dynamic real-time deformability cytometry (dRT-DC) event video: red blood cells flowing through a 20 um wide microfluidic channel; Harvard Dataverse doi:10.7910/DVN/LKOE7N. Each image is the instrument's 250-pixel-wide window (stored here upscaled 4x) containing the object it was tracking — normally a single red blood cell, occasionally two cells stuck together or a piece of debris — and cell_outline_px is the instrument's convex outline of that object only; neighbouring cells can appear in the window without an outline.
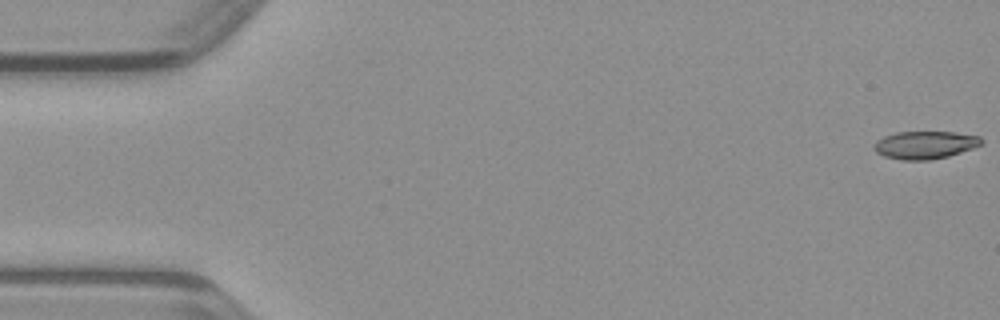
{"species": "common noctule bat (a hibernating species)", "species_latin": "Nyctalus noctula", "temperature_condition": "warm", "stored_images_in_passage": 48, "camera_frame_rate_fps": 3000, "um_per_image_px": 0.085, "animal": {"sex": "male", "body_mass_g": 23.1, "forearm_length_mm": 52.7}, "frame": {"image": 1, "passage_image": 1, "time_ms": 0.0, "image_size_px": [1000, 320], "cell_outline_px": [[984, 144], [948, 156], [928, 160], [900, 160], [884, 156], [876, 152], [872, 148], [872, 144], [876, 140], [884, 136], [896, 132], [952, 132], [980, 136], [984, 140]], "centroid_in_image_um": [78.6, 12.32], "position_along_channel_um": 6.4, "area_um2": 17.51}}
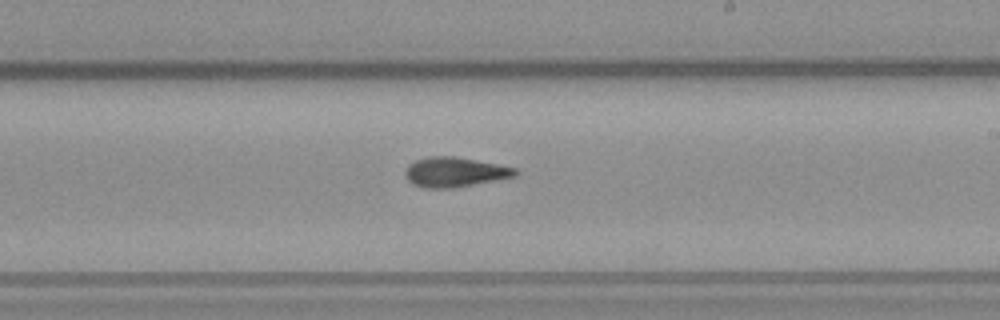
{"frame": {"image": 2, "passage_image": 28, "time_ms": 9.0, "image_size_px": [1000, 320], "cell_outline_px": [[520, 172], [516, 176], [452, 188], [424, 188], [412, 184], [404, 176], [404, 172], [408, 164], [416, 160], [428, 156], [456, 156], [516, 168]], "centroid_in_image_um": [38.62, 14.62], "position_along_channel_um": 250.4, "area_um2": 19.13}}
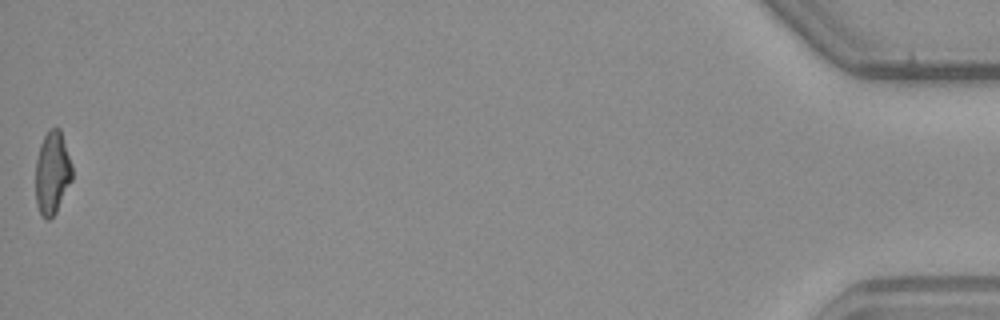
{"frame": {"image": 3, "passage_image": 48, "time_ms": 15.667, "image_size_px": [1000, 320], "cell_outline_px": [[72, 180], [56, 212], [48, 220], [44, 220], [40, 216], [36, 204], [36, 160], [40, 144], [48, 128], [60, 128], [72, 164]], "centroid_in_image_um": [4.44, 14.7], "position_along_channel_um": 430.8, "area_um2": 17.86}}